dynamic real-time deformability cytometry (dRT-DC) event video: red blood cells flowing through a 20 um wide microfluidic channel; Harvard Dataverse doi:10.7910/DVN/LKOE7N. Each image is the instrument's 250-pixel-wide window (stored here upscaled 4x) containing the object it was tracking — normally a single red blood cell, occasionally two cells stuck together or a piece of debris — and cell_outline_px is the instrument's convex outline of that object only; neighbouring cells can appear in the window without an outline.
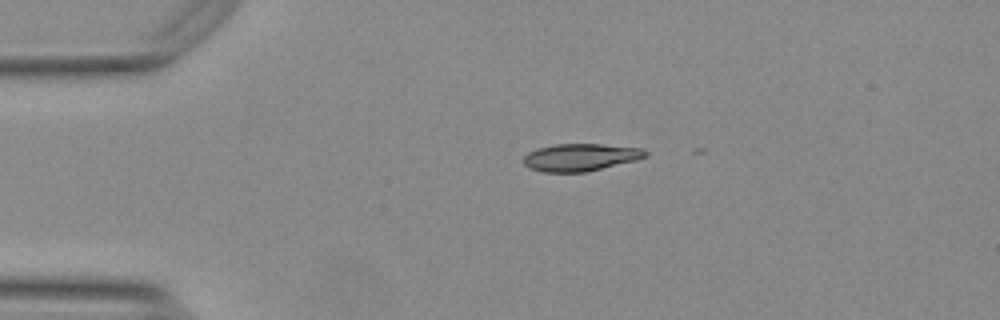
{"species": "Egyptian fruit bat (a non-hibernating species)", "species_latin": "Rousettus aegyptiacus", "temperature_condition": "warm", "stored_images_in_passage": 2, "camera_frame_rate_fps": 3000, "um_per_image_px": 0.085, "animal": {"sex": "female"}, "frame": {"image": 1, "passage_image": 1, "time_ms": 0.0, "image_size_px": [1000, 320], "cell_outline_px": [[648, 156], [636, 160], [588, 172], [544, 172], [528, 168], [524, 164], [524, 156], [528, 152], [540, 148], [556, 144], [600, 144], [640, 148], [648, 152]], "centroid_in_image_um": [49.35, 13.38], "position_along_channel_um": 35.7, "area_um2": 19.42}}